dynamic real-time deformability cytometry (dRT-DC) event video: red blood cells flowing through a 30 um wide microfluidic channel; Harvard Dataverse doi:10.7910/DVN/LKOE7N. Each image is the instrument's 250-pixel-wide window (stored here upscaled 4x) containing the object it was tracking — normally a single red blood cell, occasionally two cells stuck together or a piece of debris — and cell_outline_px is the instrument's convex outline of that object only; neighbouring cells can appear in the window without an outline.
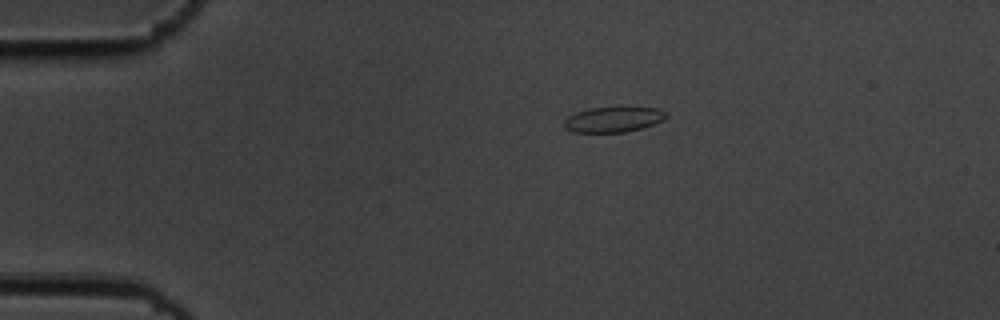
{"species": "common noctule bat (a hibernating species)", "species_latin": "Nyctalus noctula", "temperature_condition": "cold", "stored_images_in_passage": 45, "camera_frame_rate_fps": 3000, "um_per_image_px": 0.085, "animal": {"sex": "male", "body_mass_g": 19.5, "forearm_length_mm": 54.6}, "frame": {"image": 1, "passage_image": 1, "time_ms": 0.0, "image_size_px": [1000, 320], "cell_outline_px": [[668, 116], [664, 120], [640, 128], [624, 132], [572, 132], [564, 128], [564, 120], [568, 116], [576, 112], [588, 108], [620, 104], [628, 104], [656, 108], [668, 112]], "centroid_in_image_um": [52.17, 10.08], "position_along_channel_um": 32.8, "area_um2": 16.01}}
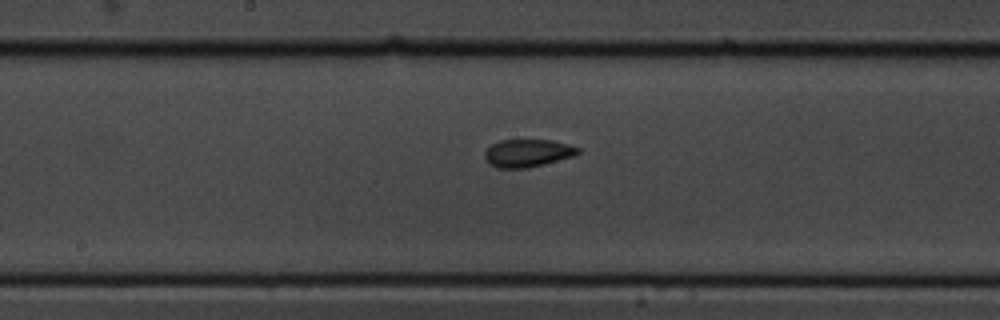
{"frame": {"image": 2, "passage_image": 19, "time_ms": 6.0, "image_size_px": [1000, 320], "cell_outline_px": [[580, 152], [572, 156], [544, 164], [528, 168], [496, 168], [488, 164], [484, 156], [484, 152], [492, 144], [500, 140], [552, 140], [568, 144], [580, 148]], "centroid_in_image_um": [44.81, 13.01], "position_along_channel_um": 203.4, "area_um2": 15.09}}
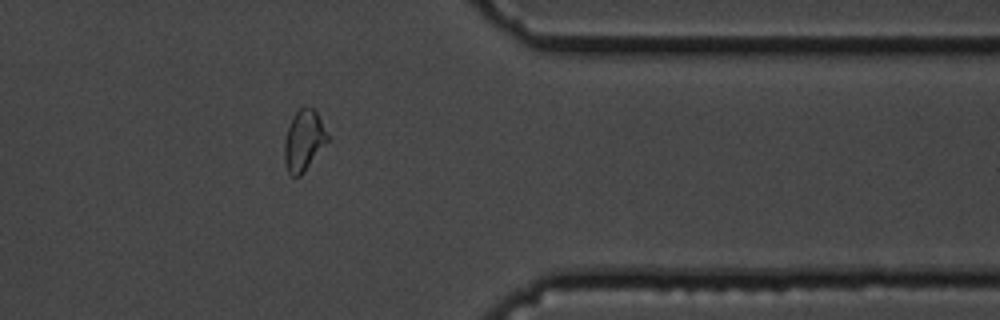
{"frame": {"image": 3, "passage_image": 35, "time_ms": 11.333, "image_size_px": [1000, 320], "cell_outline_px": [[328, 140], [300, 176], [292, 176], [288, 172], [284, 164], [284, 144], [288, 128], [296, 112], [300, 108], [312, 108], [316, 112], [328, 136]], "centroid_in_image_um": [25.79, 11.97], "position_along_channel_um": 385.6, "area_um2": 14.68}, "authors_computed_cell_mechanics": {"area_um2": 15.3748, "velocity_mm_per_s": 3.6424, "shape_relaxation_time_tau1_ms": null, "shape_relaxation_time_tau2_ms": 1.3137, "deformation_change_tau1": null, "deformation_change_tau2": 0.0504}}